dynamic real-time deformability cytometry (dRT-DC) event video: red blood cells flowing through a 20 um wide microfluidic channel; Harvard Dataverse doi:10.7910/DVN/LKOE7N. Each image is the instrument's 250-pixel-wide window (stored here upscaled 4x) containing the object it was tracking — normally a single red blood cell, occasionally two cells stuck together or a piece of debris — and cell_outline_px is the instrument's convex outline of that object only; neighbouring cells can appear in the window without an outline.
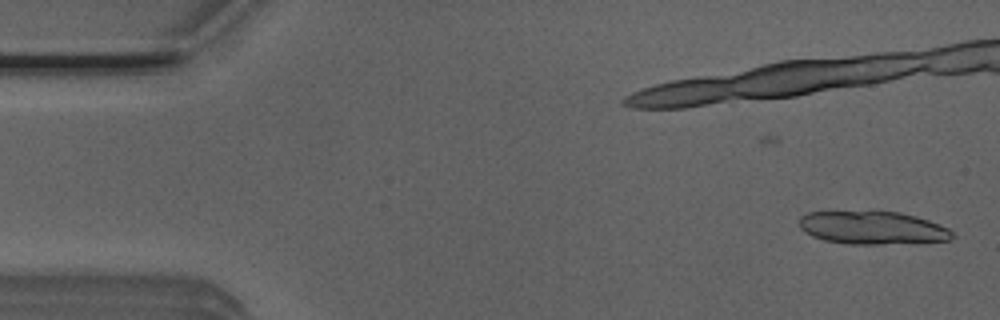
{"species": "Egyptian fruit bat (a non-hibernating species)", "species_latin": "Rousettus aegyptiacus", "temperature_condition": "room temperature", "stored_images_in_passage": 9, "camera_frame_rate_fps": 3000, "um_per_image_px": 0.085, "animal": {"sex": "male"}, "frame": {"image": 1, "passage_image": 2, "time_ms": 0.333, "image_size_px": [1000, 320], "cell_outline_px": [[956, 236], [948, 240], [916, 244], [844, 244], [824, 240], [812, 236], [804, 232], [800, 228], [796, 220], [800, 216], [808, 212], [876, 208], [900, 212], [916, 216], [928, 220], [948, 228]], "centroid_in_image_um": [74.12, 19.32], "position_along_channel_um": 10.9, "area_um2": 31.21}}